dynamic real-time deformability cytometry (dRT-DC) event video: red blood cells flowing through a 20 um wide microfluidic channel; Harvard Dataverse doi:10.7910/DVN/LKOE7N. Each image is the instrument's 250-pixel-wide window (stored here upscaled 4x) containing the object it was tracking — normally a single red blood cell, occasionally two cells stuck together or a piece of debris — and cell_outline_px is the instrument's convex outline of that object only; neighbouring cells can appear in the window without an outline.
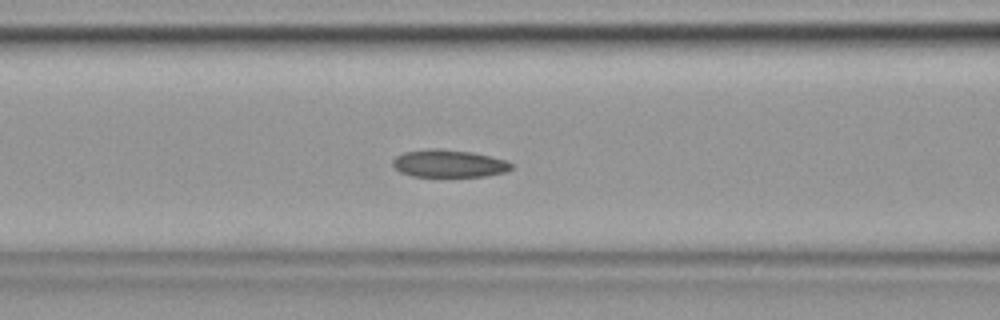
{"species": "common noctule bat (a hibernating species)", "species_latin": "Nyctalus noctula", "temperature_condition": "cold", "stored_images_in_passage": 39, "camera_frame_rate_fps": 3000, "um_per_image_px": 0.085, "animal": {"sex": "female", "body_mass_g": 19.9}, "frame": {"image": 1, "passage_image": 6, "time_ms": 1.667, "image_size_px": [1000, 320], "cell_outline_px": [[512, 168], [504, 172], [484, 176], [412, 176], [400, 172], [392, 164], [392, 160], [396, 156], [404, 152], [432, 148], [436, 148], [472, 152], [508, 160], [512, 164]], "centroid_in_image_um": [38.15, 13.89], "position_along_channel_um": 128.5, "area_um2": 18.96}, "authors_computed_cell_mechanics": {"area_um2": 19.4208, "velocity_mm_per_s": 3.5304, "shape_relaxation_time_tau1_ms": 4.8027, "shape_relaxation_time_tau2_ms": 2.7608, "deformation_change_tau1": 0.1296, "deformation_change_tau2": 0.0925}}